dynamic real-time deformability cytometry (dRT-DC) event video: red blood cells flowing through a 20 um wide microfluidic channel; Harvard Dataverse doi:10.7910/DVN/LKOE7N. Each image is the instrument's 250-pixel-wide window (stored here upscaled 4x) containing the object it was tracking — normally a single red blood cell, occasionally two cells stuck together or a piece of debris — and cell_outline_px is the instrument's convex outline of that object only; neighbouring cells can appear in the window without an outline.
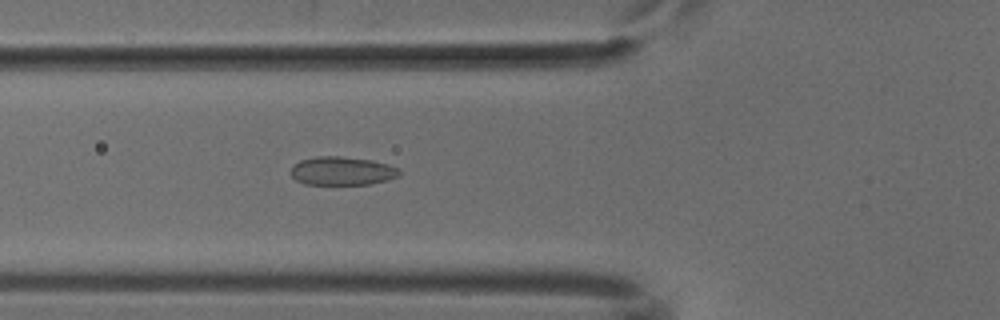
{"species": "common noctule bat (a hibernating species)", "species_latin": "Nyctalus noctula", "temperature_condition": "cold", "stored_images_in_passage": 52, "camera_frame_rate_fps": 3000, "um_per_image_px": 0.085, "animal": {"sex": "male", "body_mass_g": 18.8}, "frame": {"image": 1, "passage_image": 19, "time_ms": 6.0, "image_size_px": [1000, 320], "cell_outline_px": [[400, 176], [388, 180], [368, 184], [304, 184], [296, 180], [288, 172], [292, 164], [300, 160], [320, 156], [340, 156], [372, 160], [388, 164], [400, 168]], "centroid_in_image_um": [29.06, 14.52], "position_along_channel_um": 96.7, "area_um2": 18.26}}
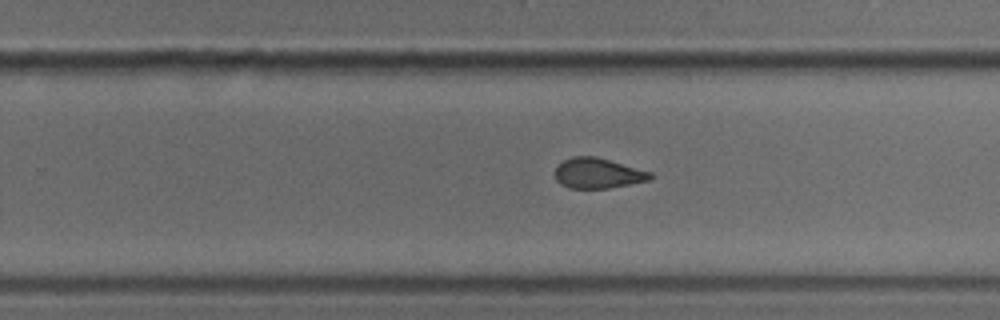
{"frame": {"image": 2, "passage_image": 33, "time_ms": 10.667, "image_size_px": [1000, 320], "cell_outline_px": [[656, 176], [652, 180], [608, 188], [568, 188], [560, 184], [556, 180], [556, 168], [564, 160], [572, 156], [596, 156], [652, 172]], "centroid_in_image_um": [50.87, 14.73], "position_along_channel_um": 278.9, "area_um2": 16.94}}
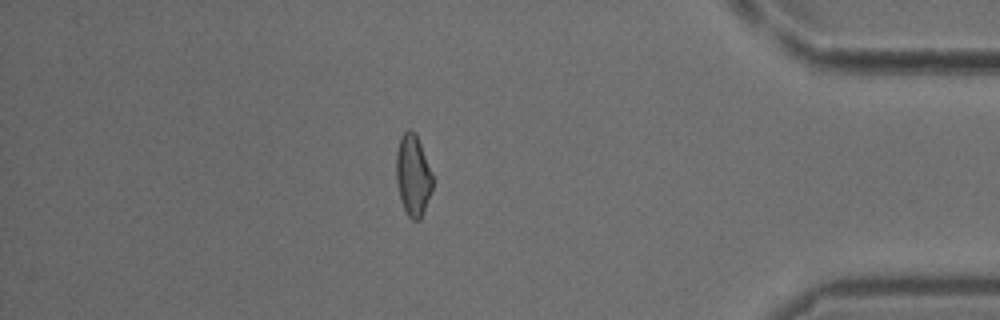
{"frame": {"image": 3, "passage_image": 45, "time_ms": 14.667, "image_size_px": [1000, 320], "cell_outline_px": [[432, 188], [424, 212], [420, 220], [412, 220], [408, 216], [404, 208], [400, 196], [396, 180], [396, 152], [400, 136], [408, 128], [416, 132], [432, 176]], "centroid_in_image_um": [35.08, 14.88], "position_along_channel_um": 400.1, "area_um2": 17.11}}